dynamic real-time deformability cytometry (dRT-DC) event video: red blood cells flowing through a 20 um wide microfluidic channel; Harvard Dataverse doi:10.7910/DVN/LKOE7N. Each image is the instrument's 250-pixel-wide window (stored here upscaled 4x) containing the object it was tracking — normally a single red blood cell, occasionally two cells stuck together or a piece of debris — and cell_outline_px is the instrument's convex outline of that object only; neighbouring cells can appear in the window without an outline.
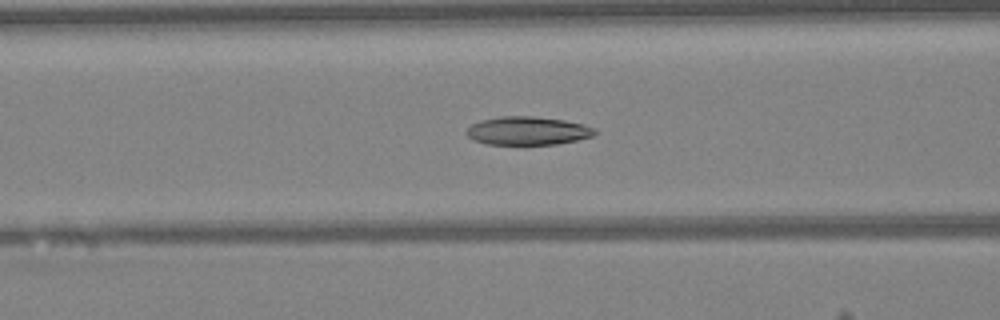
{"species": "Egyptian fruit bat (a non-hibernating species)", "species_latin": "Rousettus aegyptiacus", "temperature_condition": "warm", "stored_images_in_passage": 49, "camera_frame_rate_fps": 3000, "um_per_image_px": 0.085, "animal": {"sex": "female"}, "frame": {"image": 1, "passage_image": 20, "time_ms": 6.333, "image_size_px": [1000, 320], "cell_outline_px": [[596, 132], [592, 136], [576, 140], [556, 144], [488, 144], [472, 140], [464, 132], [472, 124], [480, 120], [500, 116], [532, 116], [564, 120], [584, 124], [596, 128]], "centroid_in_image_um": [44.83, 11.11], "position_along_channel_um": 121.8, "area_um2": 21.21}}
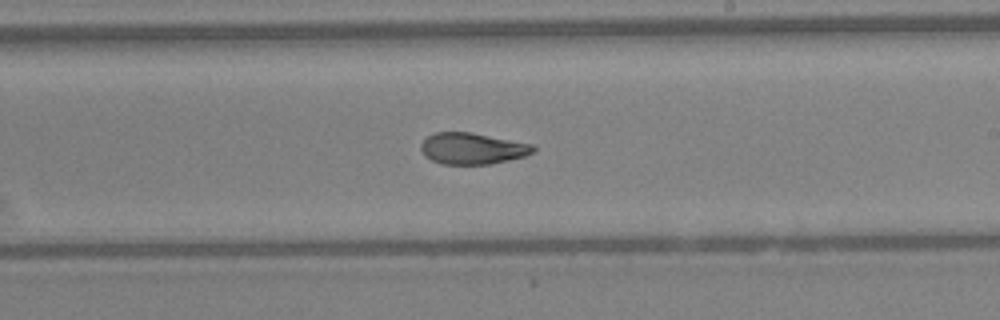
{"frame": {"image": 2, "passage_image": 29, "time_ms": 9.333, "image_size_px": [1000, 320], "cell_outline_px": [[536, 152], [524, 156], [492, 164], [444, 164], [432, 160], [424, 156], [420, 148], [420, 144], [428, 136], [436, 132], [472, 132], [532, 144], [536, 148]], "centroid_in_image_um": [40.16, 12.62], "position_along_channel_um": 248.8, "area_um2": 20.58}}
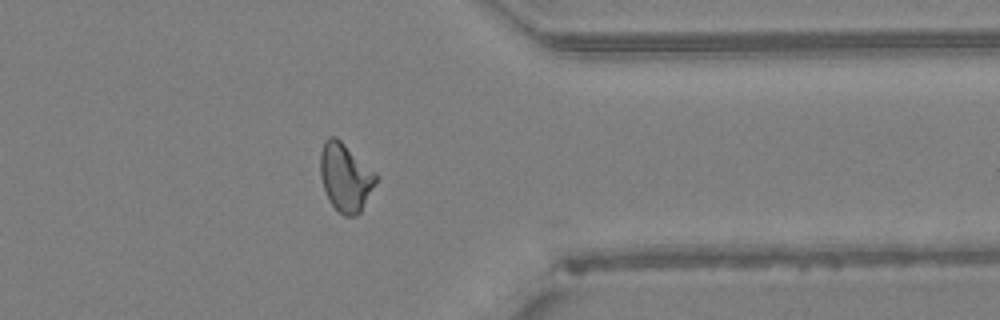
{"frame": {"image": 3, "passage_image": 39, "time_ms": 12.667, "image_size_px": [1000, 320], "cell_outline_px": [[380, 176], [360, 212], [356, 216], [344, 216], [332, 204], [324, 188], [320, 176], [320, 152], [324, 140], [328, 136], [336, 136], [376, 172]], "centroid_in_image_um": [29.37, 15.03], "position_along_channel_um": 382.0, "area_um2": 22.14}, "authors_computed_cell_mechanics": {"area_um2": 21.675, "velocity_mm_per_s": 4.2579, "shape_relaxation_time_tau1_ms": null, "shape_relaxation_time_tau2_ms": 2.5351, "deformation_change_tau1": null, "deformation_change_tau2": 0.0912}}